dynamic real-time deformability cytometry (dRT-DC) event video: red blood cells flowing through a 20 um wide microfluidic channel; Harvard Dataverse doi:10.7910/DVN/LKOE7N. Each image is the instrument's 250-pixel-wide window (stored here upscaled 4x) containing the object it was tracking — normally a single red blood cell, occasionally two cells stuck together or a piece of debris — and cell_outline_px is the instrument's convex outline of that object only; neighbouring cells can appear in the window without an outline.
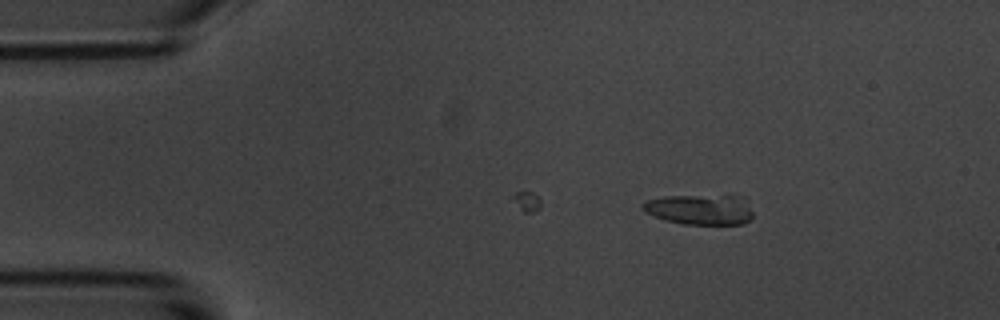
{"species": "common noctule bat (a hibernating species)", "species_latin": "Nyctalus noctula", "temperature_condition": "room temperature", "stored_images_in_passage": 15, "camera_frame_rate_fps": 3000, "um_per_image_px": 0.085, "animal": {"sex": "male", "body_mass_g": 20.1, "forearm_length_mm": 53.5}, "frame": {"image": 1, "passage_image": 4, "time_ms": 1.0, "image_size_px": [1000, 320], "cell_outline_px": [[752, 220], [744, 224], [684, 224], [664, 220], [644, 212], [640, 208], [640, 204], [648, 200], [664, 196], [736, 196], [752, 212]], "centroid_in_image_um": [59.4, 17.83], "position_along_channel_um": 25.6, "area_um2": 19.19}}